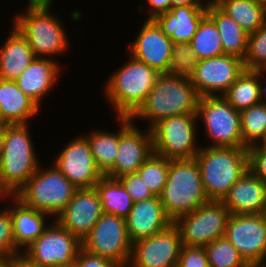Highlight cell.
Instances as JSON below:
<instances>
[{
	"mask_svg": "<svg viewBox=\"0 0 266 267\" xmlns=\"http://www.w3.org/2000/svg\"><path fill=\"white\" fill-rule=\"evenodd\" d=\"M199 98L190 78L162 73L131 118L150 119L151 128L166 117L197 114Z\"/></svg>",
	"mask_w": 266,
	"mask_h": 267,
	"instance_id": "6da1fadb",
	"label": "cell"
},
{
	"mask_svg": "<svg viewBox=\"0 0 266 267\" xmlns=\"http://www.w3.org/2000/svg\"><path fill=\"white\" fill-rule=\"evenodd\" d=\"M159 197L172 222L210 201L195 158L170 159L167 181Z\"/></svg>",
	"mask_w": 266,
	"mask_h": 267,
	"instance_id": "7a4b0ae2",
	"label": "cell"
},
{
	"mask_svg": "<svg viewBox=\"0 0 266 267\" xmlns=\"http://www.w3.org/2000/svg\"><path fill=\"white\" fill-rule=\"evenodd\" d=\"M209 200L222 201L231 186L248 170L246 147H211L195 156Z\"/></svg>",
	"mask_w": 266,
	"mask_h": 267,
	"instance_id": "3957f363",
	"label": "cell"
},
{
	"mask_svg": "<svg viewBox=\"0 0 266 267\" xmlns=\"http://www.w3.org/2000/svg\"><path fill=\"white\" fill-rule=\"evenodd\" d=\"M26 124H5L0 156L1 187L10 195L16 193L40 168Z\"/></svg>",
	"mask_w": 266,
	"mask_h": 267,
	"instance_id": "277c9868",
	"label": "cell"
},
{
	"mask_svg": "<svg viewBox=\"0 0 266 267\" xmlns=\"http://www.w3.org/2000/svg\"><path fill=\"white\" fill-rule=\"evenodd\" d=\"M121 68L107 82L105 93L118 117H131L145 102L159 73L133 57Z\"/></svg>",
	"mask_w": 266,
	"mask_h": 267,
	"instance_id": "5b68a950",
	"label": "cell"
},
{
	"mask_svg": "<svg viewBox=\"0 0 266 267\" xmlns=\"http://www.w3.org/2000/svg\"><path fill=\"white\" fill-rule=\"evenodd\" d=\"M78 190L54 165L52 169L38 168L15 196L25 206L47 215H59Z\"/></svg>",
	"mask_w": 266,
	"mask_h": 267,
	"instance_id": "8992f818",
	"label": "cell"
},
{
	"mask_svg": "<svg viewBox=\"0 0 266 267\" xmlns=\"http://www.w3.org/2000/svg\"><path fill=\"white\" fill-rule=\"evenodd\" d=\"M28 6L27 13L16 16L13 26L28 40L35 58L66 50V33L59 20L49 13L51 5Z\"/></svg>",
	"mask_w": 266,
	"mask_h": 267,
	"instance_id": "52a82bcc",
	"label": "cell"
},
{
	"mask_svg": "<svg viewBox=\"0 0 266 267\" xmlns=\"http://www.w3.org/2000/svg\"><path fill=\"white\" fill-rule=\"evenodd\" d=\"M82 248L120 267L128 266L132 243L127 233L126 219L103 213L90 233L82 240Z\"/></svg>",
	"mask_w": 266,
	"mask_h": 267,
	"instance_id": "ba28073f",
	"label": "cell"
},
{
	"mask_svg": "<svg viewBox=\"0 0 266 267\" xmlns=\"http://www.w3.org/2000/svg\"><path fill=\"white\" fill-rule=\"evenodd\" d=\"M229 215L222 201L210 200L178 217L173 224L180 231L183 245L204 247L224 236Z\"/></svg>",
	"mask_w": 266,
	"mask_h": 267,
	"instance_id": "9c48e42d",
	"label": "cell"
},
{
	"mask_svg": "<svg viewBox=\"0 0 266 267\" xmlns=\"http://www.w3.org/2000/svg\"><path fill=\"white\" fill-rule=\"evenodd\" d=\"M197 114L166 117L151 127L153 152L168 159H192L195 146Z\"/></svg>",
	"mask_w": 266,
	"mask_h": 267,
	"instance_id": "30bf717a",
	"label": "cell"
},
{
	"mask_svg": "<svg viewBox=\"0 0 266 267\" xmlns=\"http://www.w3.org/2000/svg\"><path fill=\"white\" fill-rule=\"evenodd\" d=\"M197 116L202 117L211 147H244L241 134L240 111L223 97L199 98Z\"/></svg>",
	"mask_w": 266,
	"mask_h": 267,
	"instance_id": "8fae6325",
	"label": "cell"
},
{
	"mask_svg": "<svg viewBox=\"0 0 266 267\" xmlns=\"http://www.w3.org/2000/svg\"><path fill=\"white\" fill-rule=\"evenodd\" d=\"M224 236L251 267L266 264V213L230 214Z\"/></svg>",
	"mask_w": 266,
	"mask_h": 267,
	"instance_id": "7c38bea8",
	"label": "cell"
},
{
	"mask_svg": "<svg viewBox=\"0 0 266 267\" xmlns=\"http://www.w3.org/2000/svg\"><path fill=\"white\" fill-rule=\"evenodd\" d=\"M48 227L27 247L24 255L43 267L74 264L82 242L57 222Z\"/></svg>",
	"mask_w": 266,
	"mask_h": 267,
	"instance_id": "4fadbf2b",
	"label": "cell"
},
{
	"mask_svg": "<svg viewBox=\"0 0 266 267\" xmlns=\"http://www.w3.org/2000/svg\"><path fill=\"white\" fill-rule=\"evenodd\" d=\"M179 229L172 223L167 229L132 244V267H177L182 249Z\"/></svg>",
	"mask_w": 266,
	"mask_h": 267,
	"instance_id": "5bb4252c",
	"label": "cell"
},
{
	"mask_svg": "<svg viewBox=\"0 0 266 267\" xmlns=\"http://www.w3.org/2000/svg\"><path fill=\"white\" fill-rule=\"evenodd\" d=\"M122 126L119 131V148L114 166L105 174L118 178L137 170L153 152L152 132L142 133L131 121V117H119Z\"/></svg>",
	"mask_w": 266,
	"mask_h": 267,
	"instance_id": "9a60e30c",
	"label": "cell"
},
{
	"mask_svg": "<svg viewBox=\"0 0 266 267\" xmlns=\"http://www.w3.org/2000/svg\"><path fill=\"white\" fill-rule=\"evenodd\" d=\"M244 69L241 58L223 54L200 60L191 82L200 97L215 96L214 92L223 96Z\"/></svg>",
	"mask_w": 266,
	"mask_h": 267,
	"instance_id": "2e32d148",
	"label": "cell"
},
{
	"mask_svg": "<svg viewBox=\"0 0 266 267\" xmlns=\"http://www.w3.org/2000/svg\"><path fill=\"white\" fill-rule=\"evenodd\" d=\"M55 166L78 189L94 188L104 176L95 164L87 137L69 142L56 159Z\"/></svg>",
	"mask_w": 266,
	"mask_h": 267,
	"instance_id": "e0dca14e",
	"label": "cell"
},
{
	"mask_svg": "<svg viewBox=\"0 0 266 267\" xmlns=\"http://www.w3.org/2000/svg\"><path fill=\"white\" fill-rule=\"evenodd\" d=\"M102 215V204L96 189H78L55 222L82 242Z\"/></svg>",
	"mask_w": 266,
	"mask_h": 267,
	"instance_id": "ac0fdd59",
	"label": "cell"
},
{
	"mask_svg": "<svg viewBox=\"0 0 266 267\" xmlns=\"http://www.w3.org/2000/svg\"><path fill=\"white\" fill-rule=\"evenodd\" d=\"M172 46L171 38L162 32L154 20L147 19L131 45L130 54L162 74L167 73Z\"/></svg>",
	"mask_w": 266,
	"mask_h": 267,
	"instance_id": "d6986e66",
	"label": "cell"
},
{
	"mask_svg": "<svg viewBox=\"0 0 266 267\" xmlns=\"http://www.w3.org/2000/svg\"><path fill=\"white\" fill-rule=\"evenodd\" d=\"M222 202L230 214H265L266 183L248 169L231 186Z\"/></svg>",
	"mask_w": 266,
	"mask_h": 267,
	"instance_id": "ffe728a7",
	"label": "cell"
},
{
	"mask_svg": "<svg viewBox=\"0 0 266 267\" xmlns=\"http://www.w3.org/2000/svg\"><path fill=\"white\" fill-rule=\"evenodd\" d=\"M172 223L159 196L135 202L126 218L127 233L132 244L164 231Z\"/></svg>",
	"mask_w": 266,
	"mask_h": 267,
	"instance_id": "44dd1931",
	"label": "cell"
},
{
	"mask_svg": "<svg viewBox=\"0 0 266 267\" xmlns=\"http://www.w3.org/2000/svg\"><path fill=\"white\" fill-rule=\"evenodd\" d=\"M207 5L177 6L157 16L154 21L173 43H189L207 15Z\"/></svg>",
	"mask_w": 266,
	"mask_h": 267,
	"instance_id": "7402d4cb",
	"label": "cell"
},
{
	"mask_svg": "<svg viewBox=\"0 0 266 267\" xmlns=\"http://www.w3.org/2000/svg\"><path fill=\"white\" fill-rule=\"evenodd\" d=\"M59 67L47 58H35L15 80L18 87L39 107L40 101L57 79Z\"/></svg>",
	"mask_w": 266,
	"mask_h": 267,
	"instance_id": "603a6c76",
	"label": "cell"
},
{
	"mask_svg": "<svg viewBox=\"0 0 266 267\" xmlns=\"http://www.w3.org/2000/svg\"><path fill=\"white\" fill-rule=\"evenodd\" d=\"M1 123L26 124L39 106L18 87L15 81L0 79Z\"/></svg>",
	"mask_w": 266,
	"mask_h": 267,
	"instance_id": "cb8c5ba5",
	"label": "cell"
},
{
	"mask_svg": "<svg viewBox=\"0 0 266 267\" xmlns=\"http://www.w3.org/2000/svg\"><path fill=\"white\" fill-rule=\"evenodd\" d=\"M34 59L28 40L14 26L0 50V79L15 81Z\"/></svg>",
	"mask_w": 266,
	"mask_h": 267,
	"instance_id": "d4e9b609",
	"label": "cell"
},
{
	"mask_svg": "<svg viewBox=\"0 0 266 267\" xmlns=\"http://www.w3.org/2000/svg\"><path fill=\"white\" fill-rule=\"evenodd\" d=\"M207 15L217 27L224 54L234 55L244 60L247 53L248 34L212 2H208Z\"/></svg>",
	"mask_w": 266,
	"mask_h": 267,
	"instance_id": "484cf974",
	"label": "cell"
},
{
	"mask_svg": "<svg viewBox=\"0 0 266 267\" xmlns=\"http://www.w3.org/2000/svg\"><path fill=\"white\" fill-rule=\"evenodd\" d=\"M12 198L16 202V207L9 210L13 221L16 247L20 250L19 247H28L43 233L46 229L44 216L47 214L25 206L15 196Z\"/></svg>",
	"mask_w": 266,
	"mask_h": 267,
	"instance_id": "4316f807",
	"label": "cell"
},
{
	"mask_svg": "<svg viewBox=\"0 0 266 267\" xmlns=\"http://www.w3.org/2000/svg\"><path fill=\"white\" fill-rule=\"evenodd\" d=\"M214 4L247 34L256 32L266 22V7L257 0H216Z\"/></svg>",
	"mask_w": 266,
	"mask_h": 267,
	"instance_id": "83f0119b",
	"label": "cell"
},
{
	"mask_svg": "<svg viewBox=\"0 0 266 267\" xmlns=\"http://www.w3.org/2000/svg\"><path fill=\"white\" fill-rule=\"evenodd\" d=\"M263 67L255 70L244 71L237 77L223 97L237 111H242L253 105L261 103L260 100V76L263 75ZM259 79V80H258Z\"/></svg>",
	"mask_w": 266,
	"mask_h": 267,
	"instance_id": "f1b7e54d",
	"label": "cell"
},
{
	"mask_svg": "<svg viewBox=\"0 0 266 267\" xmlns=\"http://www.w3.org/2000/svg\"><path fill=\"white\" fill-rule=\"evenodd\" d=\"M102 204L103 213L126 219L133 207L129 193L117 178L103 176L94 186Z\"/></svg>",
	"mask_w": 266,
	"mask_h": 267,
	"instance_id": "f546056e",
	"label": "cell"
},
{
	"mask_svg": "<svg viewBox=\"0 0 266 267\" xmlns=\"http://www.w3.org/2000/svg\"><path fill=\"white\" fill-rule=\"evenodd\" d=\"M189 43L199 61L224 54L220 34L208 15L201 20L198 30Z\"/></svg>",
	"mask_w": 266,
	"mask_h": 267,
	"instance_id": "4dcf8cb0",
	"label": "cell"
},
{
	"mask_svg": "<svg viewBox=\"0 0 266 267\" xmlns=\"http://www.w3.org/2000/svg\"><path fill=\"white\" fill-rule=\"evenodd\" d=\"M97 168L105 175L113 166L119 148L118 133L93 132L86 136Z\"/></svg>",
	"mask_w": 266,
	"mask_h": 267,
	"instance_id": "1f68e13d",
	"label": "cell"
},
{
	"mask_svg": "<svg viewBox=\"0 0 266 267\" xmlns=\"http://www.w3.org/2000/svg\"><path fill=\"white\" fill-rule=\"evenodd\" d=\"M243 146L248 148L261 141L266 130V104L259 103L240 112ZM257 140V141H256Z\"/></svg>",
	"mask_w": 266,
	"mask_h": 267,
	"instance_id": "d6a6232c",
	"label": "cell"
},
{
	"mask_svg": "<svg viewBox=\"0 0 266 267\" xmlns=\"http://www.w3.org/2000/svg\"><path fill=\"white\" fill-rule=\"evenodd\" d=\"M170 159L154 152L145 160L137 173L154 196H160L167 181Z\"/></svg>",
	"mask_w": 266,
	"mask_h": 267,
	"instance_id": "836d02e7",
	"label": "cell"
},
{
	"mask_svg": "<svg viewBox=\"0 0 266 267\" xmlns=\"http://www.w3.org/2000/svg\"><path fill=\"white\" fill-rule=\"evenodd\" d=\"M204 248L210 267H251L225 236Z\"/></svg>",
	"mask_w": 266,
	"mask_h": 267,
	"instance_id": "e575fe53",
	"label": "cell"
},
{
	"mask_svg": "<svg viewBox=\"0 0 266 267\" xmlns=\"http://www.w3.org/2000/svg\"><path fill=\"white\" fill-rule=\"evenodd\" d=\"M199 59L190 43H173L167 74L190 78L195 74Z\"/></svg>",
	"mask_w": 266,
	"mask_h": 267,
	"instance_id": "d590c367",
	"label": "cell"
},
{
	"mask_svg": "<svg viewBox=\"0 0 266 267\" xmlns=\"http://www.w3.org/2000/svg\"><path fill=\"white\" fill-rule=\"evenodd\" d=\"M243 64L247 70L266 67V22L256 32L248 34Z\"/></svg>",
	"mask_w": 266,
	"mask_h": 267,
	"instance_id": "8d00e7d4",
	"label": "cell"
},
{
	"mask_svg": "<svg viewBox=\"0 0 266 267\" xmlns=\"http://www.w3.org/2000/svg\"><path fill=\"white\" fill-rule=\"evenodd\" d=\"M2 212V213H1ZM0 212V264H3L14 254H18L16 247L13 221L9 208Z\"/></svg>",
	"mask_w": 266,
	"mask_h": 267,
	"instance_id": "74e56055",
	"label": "cell"
},
{
	"mask_svg": "<svg viewBox=\"0 0 266 267\" xmlns=\"http://www.w3.org/2000/svg\"><path fill=\"white\" fill-rule=\"evenodd\" d=\"M117 179L129 193L134 203L154 197L138 173L127 174Z\"/></svg>",
	"mask_w": 266,
	"mask_h": 267,
	"instance_id": "f35d334b",
	"label": "cell"
},
{
	"mask_svg": "<svg viewBox=\"0 0 266 267\" xmlns=\"http://www.w3.org/2000/svg\"><path fill=\"white\" fill-rule=\"evenodd\" d=\"M177 267H210L205 248L183 245Z\"/></svg>",
	"mask_w": 266,
	"mask_h": 267,
	"instance_id": "ab89813d",
	"label": "cell"
},
{
	"mask_svg": "<svg viewBox=\"0 0 266 267\" xmlns=\"http://www.w3.org/2000/svg\"><path fill=\"white\" fill-rule=\"evenodd\" d=\"M248 150V169L266 183V148L256 145Z\"/></svg>",
	"mask_w": 266,
	"mask_h": 267,
	"instance_id": "60d3db41",
	"label": "cell"
},
{
	"mask_svg": "<svg viewBox=\"0 0 266 267\" xmlns=\"http://www.w3.org/2000/svg\"><path fill=\"white\" fill-rule=\"evenodd\" d=\"M74 265L75 267H120L108 259L90 254L83 248L78 251Z\"/></svg>",
	"mask_w": 266,
	"mask_h": 267,
	"instance_id": "b9f144b4",
	"label": "cell"
},
{
	"mask_svg": "<svg viewBox=\"0 0 266 267\" xmlns=\"http://www.w3.org/2000/svg\"><path fill=\"white\" fill-rule=\"evenodd\" d=\"M3 264L6 267H43L30 260L26 255H19V253L11 256Z\"/></svg>",
	"mask_w": 266,
	"mask_h": 267,
	"instance_id": "7bdbcfd3",
	"label": "cell"
},
{
	"mask_svg": "<svg viewBox=\"0 0 266 267\" xmlns=\"http://www.w3.org/2000/svg\"><path fill=\"white\" fill-rule=\"evenodd\" d=\"M148 2L153 8L148 20H154L157 16L170 10V0H148Z\"/></svg>",
	"mask_w": 266,
	"mask_h": 267,
	"instance_id": "ee69618b",
	"label": "cell"
},
{
	"mask_svg": "<svg viewBox=\"0 0 266 267\" xmlns=\"http://www.w3.org/2000/svg\"><path fill=\"white\" fill-rule=\"evenodd\" d=\"M184 5L198 6V5H203V3H201L200 0H170V9L172 7L184 6Z\"/></svg>",
	"mask_w": 266,
	"mask_h": 267,
	"instance_id": "f6af8a7d",
	"label": "cell"
},
{
	"mask_svg": "<svg viewBox=\"0 0 266 267\" xmlns=\"http://www.w3.org/2000/svg\"><path fill=\"white\" fill-rule=\"evenodd\" d=\"M4 132H5V123H0V156H1V153H2Z\"/></svg>",
	"mask_w": 266,
	"mask_h": 267,
	"instance_id": "bcb514c9",
	"label": "cell"
},
{
	"mask_svg": "<svg viewBox=\"0 0 266 267\" xmlns=\"http://www.w3.org/2000/svg\"><path fill=\"white\" fill-rule=\"evenodd\" d=\"M52 0H29V5H51Z\"/></svg>",
	"mask_w": 266,
	"mask_h": 267,
	"instance_id": "7dc6e473",
	"label": "cell"
},
{
	"mask_svg": "<svg viewBox=\"0 0 266 267\" xmlns=\"http://www.w3.org/2000/svg\"><path fill=\"white\" fill-rule=\"evenodd\" d=\"M263 69L265 70L266 67H263ZM265 91H266V88H263L262 86H260V100H261V103H263V104H266V101H264V102L262 101V98L265 95Z\"/></svg>",
	"mask_w": 266,
	"mask_h": 267,
	"instance_id": "c3c4849f",
	"label": "cell"
},
{
	"mask_svg": "<svg viewBox=\"0 0 266 267\" xmlns=\"http://www.w3.org/2000/svg\"><path fill=\"white\" fill-rule=\"evenodd\" d=\"M261 140L263 142L262 145H257V146L266 148V130Z\"/></svg>",
	"mask_w": 266,
	"mask_h": 267,
	"instance_id": "681fc988",
	"label": "cell"
},
{
	"mask_svg": "<svg viewBox=\"0 0 266 267\" xmlns=\"http://www.w3.org/2000/svg\"><path fill=\"white\" fill-rule=\"evenodd\" d=\"M9 196V194L1 187V183H0V198L1 196L4 198H6V196Z\"/></svg>",
	"mask_w": 266,
	"mask_h": 267,
	"instance_id": "f907efd6",
	"label": "cell"
},
{
	"mask_svg": "<svg viewBox=\"0 0 266 267\" xmlns=\"http://www.w3.org/2000/svg\"><path fill=\"white\" fill-rule=\"evenodd\" d=\"M259 3H261L263 6L266 7V0H257Z\"/></svg>",
	"mask_w": 266,
	"mask_h": 267,
	"instance_id": "816d5d0a",
	"label": "cell"
},
{
	"mask_svg": "<svg viewBox=\"0 0 266 267\" xmlns=\"http://www.w3.org/2000/svg\"><path fill=\"white\" fill-rule=\"evenodd\" d=\"M63 267H75V265H74V264H72V265H70V266H63Z\"/></svg>",
	"mask_w": 266,
	"mask_h": 267,
	"instance_id": "f5cc1de1",
	"label": "cell"
},
{
	"mask_svg": "<svg viewBox=\"0 0 266 267\" xmlns=\"http://www.w3.org/2000/svg\"><path fill=\"white\" fill-rule=\"evenodd\" d=\"M0 123H1V107H0Z\"/></svg>",
	"mask_w": 266,
	"mask_h": 267,
	"instance_id": "db71d44e",
	"label": "cell"
}]
</instances>
